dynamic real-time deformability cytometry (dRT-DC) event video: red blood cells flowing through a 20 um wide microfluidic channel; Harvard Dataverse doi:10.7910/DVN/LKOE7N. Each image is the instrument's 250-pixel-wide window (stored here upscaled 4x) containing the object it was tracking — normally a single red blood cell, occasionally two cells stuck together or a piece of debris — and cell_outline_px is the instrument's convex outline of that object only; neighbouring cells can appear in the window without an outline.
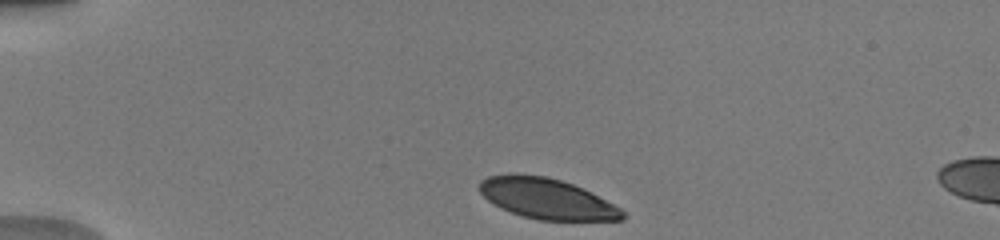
{"species": "human", "species_latin": "Homo sapiens", "temperature_condition": "warm", "stored_images_in_passage": 3, "camera_frame_rate_fps": 3000, "um_per_image_px": 0.085, "donor": {"sex": "male"}, "frame": {"image": 1, "passage_image": 1, "time_ms": 0.0, "image_size_px": [1000, 240], "cell_outline_px": [[628, 216], [624, 220], [540, 220], [524, 216], [512, 212], [488, 200], [480, 192], [480, 180], [488, 176], [512, 172], [516, 172], [548, 176], [584, 188], [620, 208]], "centroid_in_image_um": [46.49, 16.86], "position_along_channel_um": 38.5, "area_um2": 33.87}}